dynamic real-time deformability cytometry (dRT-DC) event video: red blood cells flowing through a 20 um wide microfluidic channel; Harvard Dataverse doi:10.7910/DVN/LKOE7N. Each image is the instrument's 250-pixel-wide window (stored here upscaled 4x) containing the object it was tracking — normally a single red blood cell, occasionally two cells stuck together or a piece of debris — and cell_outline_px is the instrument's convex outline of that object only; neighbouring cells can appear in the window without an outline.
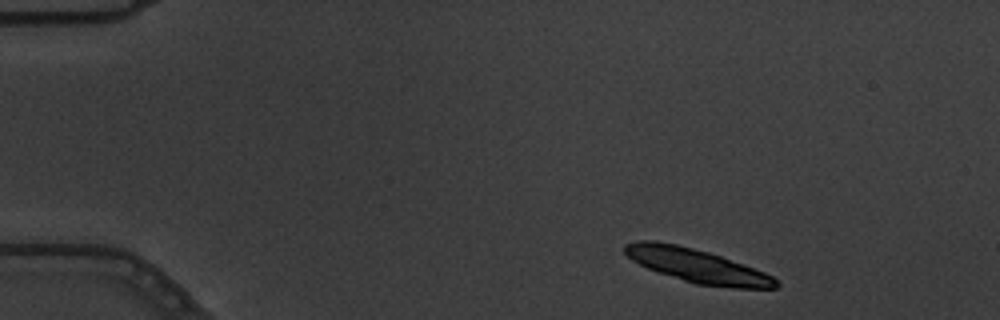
{"species": "common noctule bat (a hibernating species)", "species_latin": "Nyctalus noctula", "temperature_condition": "warm", "stored_images_in_passage": 6, "camera_frame_rate_fps": 3000, "um_per_image_px": 0.085, "animal": {"sex": "male", "body_mass_g": 19.5, "forearm_length_mm": 54.6}, "frame": {"image": 1, "passage_image": 1, "time_ms": 0.0, "image_size_px": [1000, 320], "cell_outline_px": [[780, 284], [776, 288], [732, 288], [696, 284], [648, 268], [632, 260], [624, 252], [624, 244], [636, 240], [656, 240], [676, 244], [708, 252], [744, 264], [764, 272], [772, 276]], "centroid_in_image_um": [59.24, 22.57], "position_along_channel_um": 25.8, "area_um2": 29.42}}